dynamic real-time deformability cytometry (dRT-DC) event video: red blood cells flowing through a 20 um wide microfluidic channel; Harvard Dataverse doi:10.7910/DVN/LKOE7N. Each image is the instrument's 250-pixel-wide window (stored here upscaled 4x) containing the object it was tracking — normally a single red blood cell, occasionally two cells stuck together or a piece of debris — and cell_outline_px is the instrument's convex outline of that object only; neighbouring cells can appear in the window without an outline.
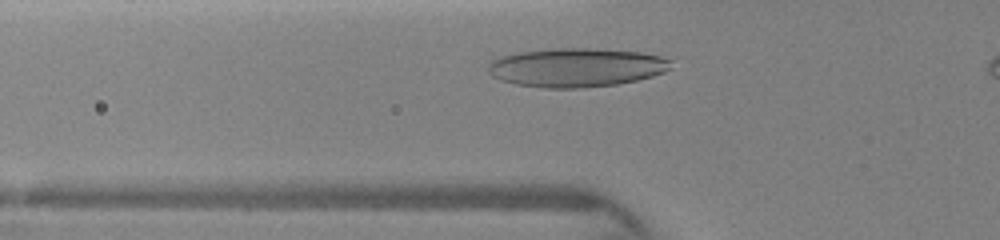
{"species": "human", "species_latin": "Homo sapiens", "temperature_condition": "warm", "stored_images_in_passage": 14, "camera_frame_rate_fps": 3000, "um_per_image_px": 0.085, "donor": {"sex": "female"}, "frame": {"image": 1, "passage_image": 7, "time_ms": 1.667, "image_size_px": [1000, 240], "cell_outline_px": [[672, 60], [668, 68], [664, 72], [652, 76], [636, 80], [616, 84], [580, 88], [544, 88], [516, 84], [500, 80], [492, 76], [488, 72], [488, 64], [492, 60], [500, 56], [516, 52], [552, 48], [588, 48], [640, 52], [660, 56]], "centroid_in_image_um": [48.93, 5.73], "position_along_channel_um": 76.9, "area_um2": 41.44}}
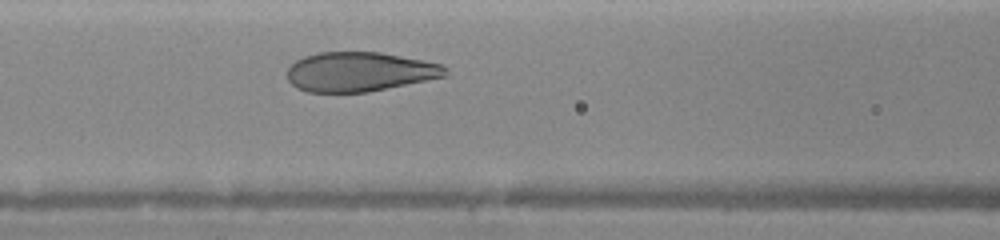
{"frame": {"image": 2, "passage_image": 11, "time_ms": 3.0, "image_size_px": [1000, 240], "cell_outline_px": [[448, 76], [368, 92], [308, 92], [296, 88], [288, 80], [288, 68], [296, 60], [304, 56], [320, 52], [380, 52], [424, 60], [444, 64], [448, 68]], "centroid_in_image_um": [30.61, 6.1], "position_along_channel_um": 136.0, "area_um2": 36.59}}
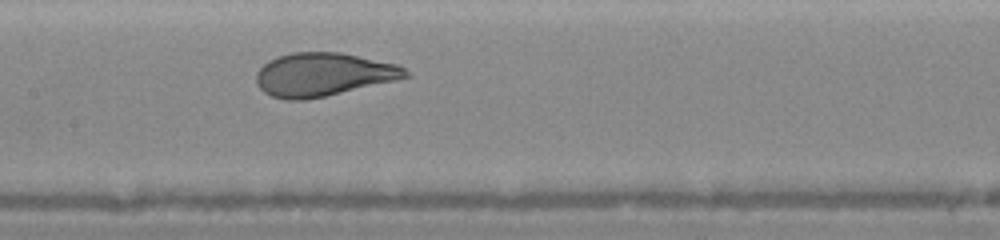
{"frame": {"image": 3, "passage_image": 14, "time_ms": 4.0, "image_size_px": [1000, 240], "cell_outline_px": [[412, 76], [396, 80], [324, 96], [304, 100], [284, 100], [272, 96], [264, 92], [256, 84], [256, 72], [268, 60], [292, 52], [340, 52], [396, 64], [404, 68]], "centroid_in_image_um": [27.44, 6.33], "position_along_channel_um": 180.0, "area_um2": 37.51}}